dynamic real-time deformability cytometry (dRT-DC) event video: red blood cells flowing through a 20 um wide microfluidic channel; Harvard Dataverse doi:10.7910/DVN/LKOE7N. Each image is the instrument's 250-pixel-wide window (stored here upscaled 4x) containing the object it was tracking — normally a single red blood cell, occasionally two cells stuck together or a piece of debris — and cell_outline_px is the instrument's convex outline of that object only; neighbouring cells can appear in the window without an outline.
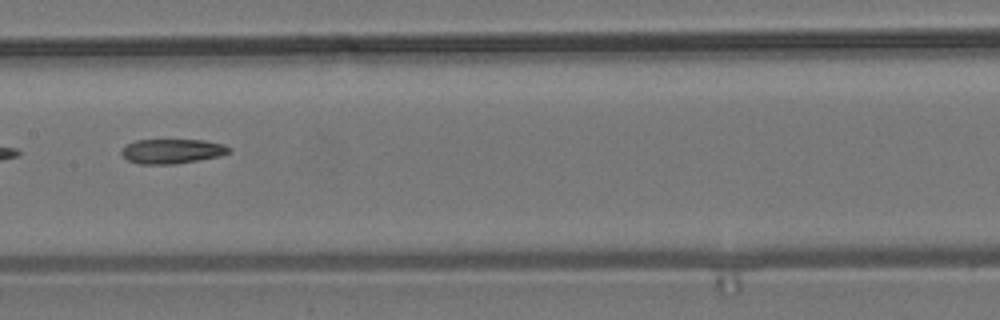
{"species": "common noctule bat (a hibernating species)", "species_latin": "Nyctalus noctula", "temperature_condition": "room temperature", "stored_images_in_passage": 12, "camera_frame_rate_fps": 3000, "um_per_image_px": 0.085, "animal": {"sex": "male", "body_mass_g": 19.2, "forearm_length_mm": 51.8}, "frame": {"image": 1, "passage_image": 6, "time_ms": 7.667, "image_size_px": [1000, 320], "cell_outline_px": [[232, 152], [220, 156], [176, 164], [140, 164], [128, 160], [120, 152], [128, 144], [136, 140], [204, 140], [224, 144], [232, 148]], "centroid_in_image_um": [14.69, 12.85], "position_along_channel_um": 192.7, "area_um2": 15.43}}
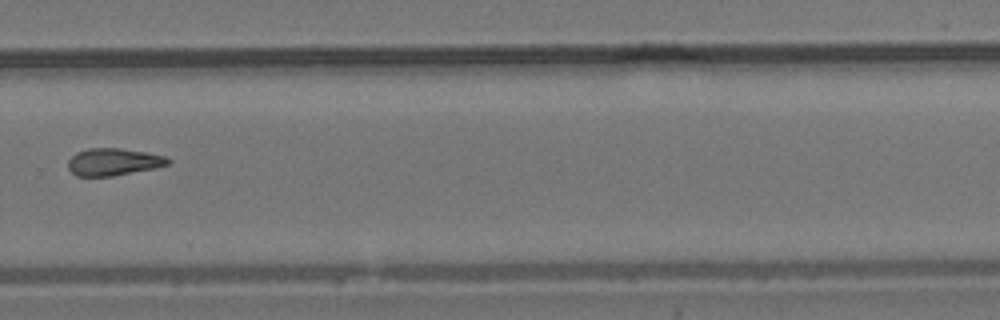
{"frame": {"image": 2, "passage_image": 9, "time_ms": 11.0, "image_size_px": [1000, 320], "cell_outline_px": [[172, 160], [168, 164], [152, 168], [112, 176], [76, 176], [68, 168], [68, 160], [76, 152], [88, 148], [120, 148], [144, 152], [164, 156]], "centroid_in_image_um": [9.59, 13.75], "position_along_channel_um": 320.2, "area_um2": 15.66}}
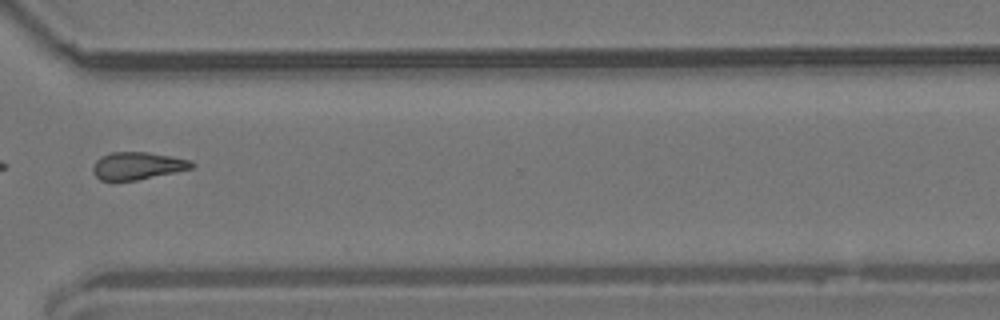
{"frame": {"image": 3, "passage_image": 10, "time_ms": 12.0, "image_size_px": [1000, 320], "cell_outline_px": [[196, 164], [192, 168], [176, 172], [116, 184], [112, 184], [100, 180], [92, 172], [92, 168], [96, 160], [100, 156], [112, 152], [148, 152], [192, 160]], "centroid_in_image_um": [11.63, 14.13], "position_along_channel_um": 359.0, "area_um2": 16.42}}